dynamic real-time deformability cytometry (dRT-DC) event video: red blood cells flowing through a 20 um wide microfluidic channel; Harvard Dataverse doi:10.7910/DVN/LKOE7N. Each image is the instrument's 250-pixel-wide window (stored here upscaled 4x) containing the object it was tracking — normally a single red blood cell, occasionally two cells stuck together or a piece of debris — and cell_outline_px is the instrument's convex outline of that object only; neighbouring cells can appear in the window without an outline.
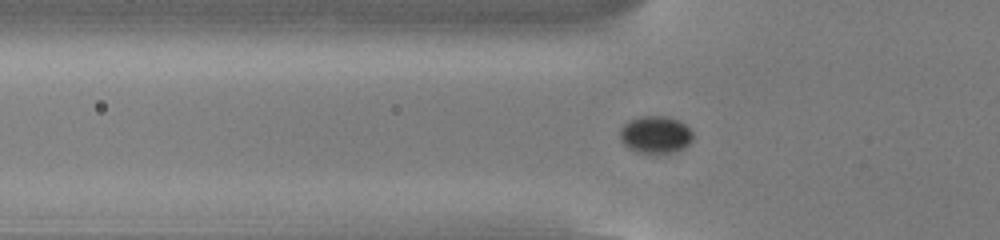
{"species": "common noctule bat (a hibernating species)", "species_latin": "Nyctalus noctula", "temperature_condition": "cold", "stored_images_in_passage": 55, "camera_frame_rate_fps": 3000, "um_per_image_px": 0.085, "animal": {"sex": "male", "body_mass_g": 13.0, "forearm_length_mm": 53.1}, "frame": {"image": 1, "passage_image": 19, "time_ms": 6.0, "image_size_px": [1000, 240], "cell_outline_px": [[692, 140], [684, 148], [672, 152], [656, 156], [652, 156], [636, 152], [628, 148], [620, 140], [620, 128], [628, 120], [640, 116], [664, 116], [676, 120], [684, 124], [692, 132]], "centroid_in_image_um": [55.67, 11.49], "position_along_channel_um": 70.1, "area_um2": 16.24}}
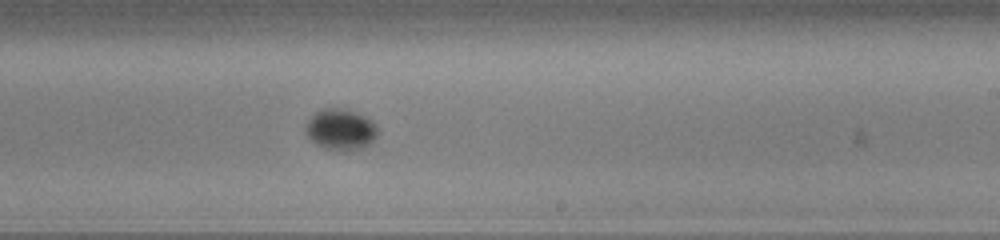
{"frame": {"image": 2, "passage_image": 34, "time_ms": 11.0, "image_size_px": [1000, 240], "cell_outline_px": [[376, 136], [368, 144], [360, 148], [348, 152], [344, 152], [324, 148], [316, 144], [308, 136], [304, 128], [308, 120], [316, 112], [324, 108], [340, 108], [364, 116], [372, 120], [376, 124]], "centroid_in_image_um": [28.93, 11.02], "position_along_channel_um": 260.1, "area_um2": 17.05}}
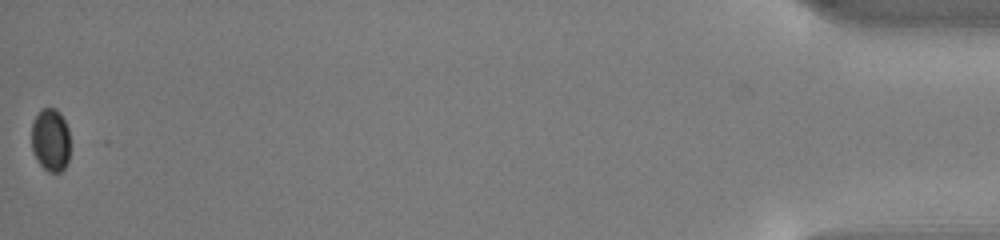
{"frame": {"image": 3, "passage_image": 55, "time_ms": 18.0, "image_size_px": [1000, 240], "cell_outline_px": [[68, 164], [60, 172], [48, 172], [40, 164], [32, 152], [32, 124], [36, 116], [44, 108], [56, 108], [60, 112], [68, 128]], "centroid_in_image_um": [4.29, 11.91], "position_along_channel_um": 430.9, "area_um2": 14.05}}